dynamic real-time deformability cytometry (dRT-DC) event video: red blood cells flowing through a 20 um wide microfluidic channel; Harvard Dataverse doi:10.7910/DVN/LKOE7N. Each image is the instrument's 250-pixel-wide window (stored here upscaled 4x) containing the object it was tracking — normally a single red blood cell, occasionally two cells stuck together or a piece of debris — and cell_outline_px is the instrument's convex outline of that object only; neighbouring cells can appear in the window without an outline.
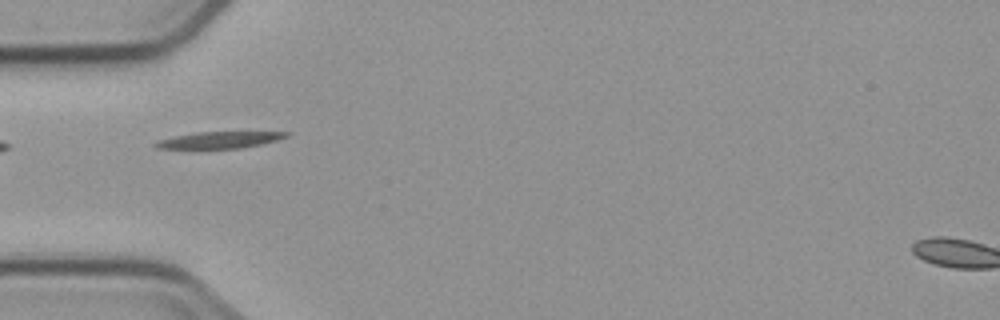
{"species": "common noctule bat (a hibernating species)", "species_latin": "Nyctalus noctula", "temperature_condition": "cold", "stored_images_in_passage": 7, "segment_of_instrument_passage": [2, 2], "camera_frame_rate_fps": 3000, "um_per_image_px": 0.085, "animal": {"sex": "male", "body_mass_g": 23.1, "forearm_length_mm": 52.7}, "frame": {"image": 1, "passage_image": 6, "time_ms": 5.667, "image_size_px": [1000, 320], "cell_outline_px": [[292, 132], [288, 136], [276, 140], [260, 144], [240, 148], [156, 148], [152, 144], [156, 140], [196, 132]], "centroid_in_image_um": [18.62, 11.89], "position_along_channel_um": 66.4, "area_um2": 12.43}}
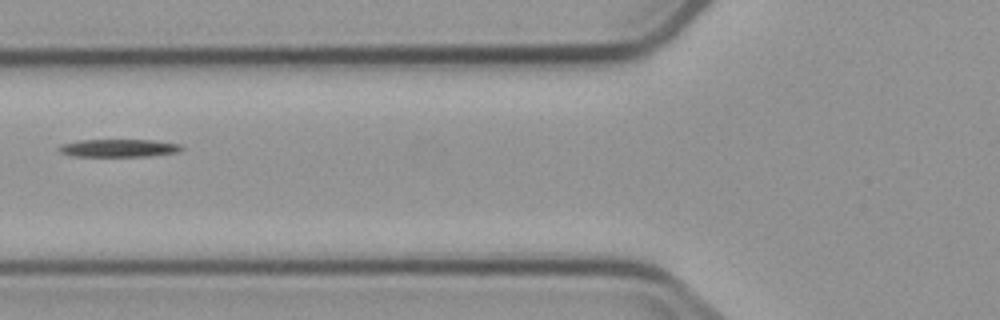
{"frame": {"image": 2, "passage_image": 7, "time_ms": 7.0, "image_size_px": [1000, 320], "cell_outline_px": [[184, 148], [176, 152], [148, 156], [72, 156], [60, 152], [56, 148], [60, 144], [80, 140], [152, 140], [180, 144]], "centroid_in_image_um": [10.04, 12.58], "position_along_channel_um": 115.8, "area_um2": 12.66}}